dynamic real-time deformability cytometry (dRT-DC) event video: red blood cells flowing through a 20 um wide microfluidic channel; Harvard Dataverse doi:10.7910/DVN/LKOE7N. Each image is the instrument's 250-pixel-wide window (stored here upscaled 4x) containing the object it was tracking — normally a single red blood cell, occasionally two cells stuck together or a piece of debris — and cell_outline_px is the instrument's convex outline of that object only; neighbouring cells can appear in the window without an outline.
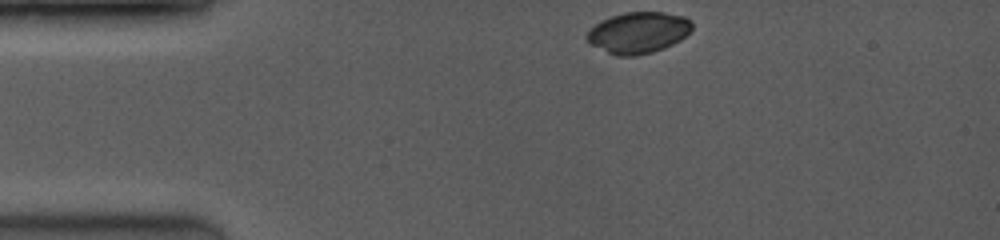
{"species": "common noctule bat (a hibernating species)", "species_latin": "Nyctalus noctula", "temperature_condition": "room temperature", "stored_images_in_passage": 24, "camera_frame_rate_fps": 3500, "um_per_image_px": 0.085, "animal": {"sex": "female", "body_mass_g": 19.0, "forearm_length_mm": 53.3}, "frame": {"image": 1, "passage_image": 1, "time_ms": 0.0, "image_size_px": [1000, 240], "cell_outline_px": [[692, 28], [680, 40], [664, 48], [652, 52], [636, 56], [616, 56], [588, 44], [584, 36], [596, 24], [612, 16], [624, 12], [664, 12], [684, 16], [692, 24]], "centroid_in_image_um": [54.22, 2.78], "position_along_channel_um": 30.8, "area_um2": 25.2}}
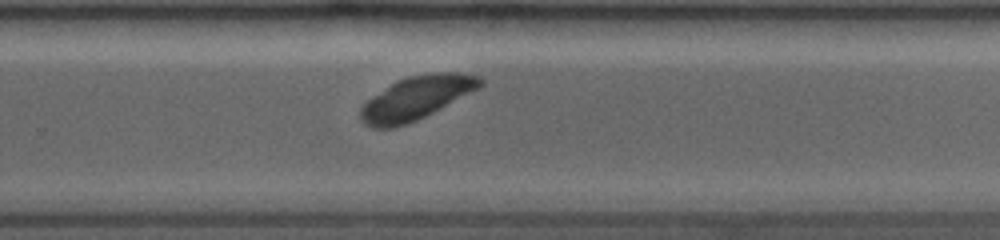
{"frame": {"image": 2, "passage_image": 18, "time_ms": 7.714, "image_size_px": [1000, 240], "cell_outline_px": [[484, 84], [432, 112], [408, 124], [396, 128], [372, 128], [364, 124], [360, 120], [360, 104], [396, 80], [408, 76], [432, 72], [460, 72], [480, 76], [484, 80]], "centroid_in_image_um": [35.32, 8.32], "position_along_channel_um": 294.5, "area_um2": 30.17}}
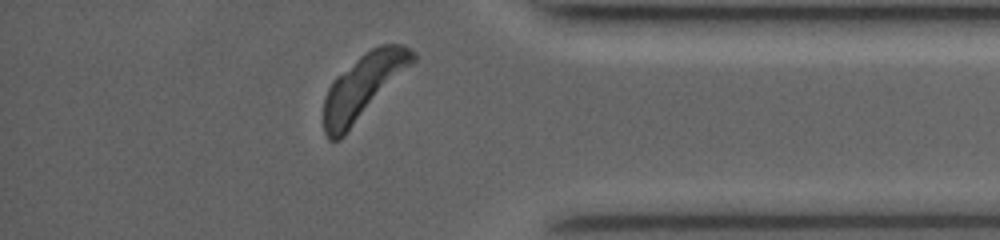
{"frame": {"image": 3, "passage_image": 24, "time_ms": 10.571, "image_size_px": [1000, 240], "cell_outline_px": [[416, 60], [344, 136], [340, 140], [328, 140], [324, 132], [324, 96], [332, 80], [336, 76], [364, 52], [380, 44], [400, 44], [416, 52]], "centroid_in_image_um": [30.86, 7.35], "position_along_channel_um": 404.3, "area_um2": 33.29}, "authors_computed_cell_mechanics": {"area_um2": 29.9693, "velocity_mm_per_s": 4.0927, "shape_relaxation_time_tau1_ms": 1.4228, "shape_relaxation_time_tau2_ms": null, "deformation_change_tau1": 0.1564, "deformation_change_tau2": null}}